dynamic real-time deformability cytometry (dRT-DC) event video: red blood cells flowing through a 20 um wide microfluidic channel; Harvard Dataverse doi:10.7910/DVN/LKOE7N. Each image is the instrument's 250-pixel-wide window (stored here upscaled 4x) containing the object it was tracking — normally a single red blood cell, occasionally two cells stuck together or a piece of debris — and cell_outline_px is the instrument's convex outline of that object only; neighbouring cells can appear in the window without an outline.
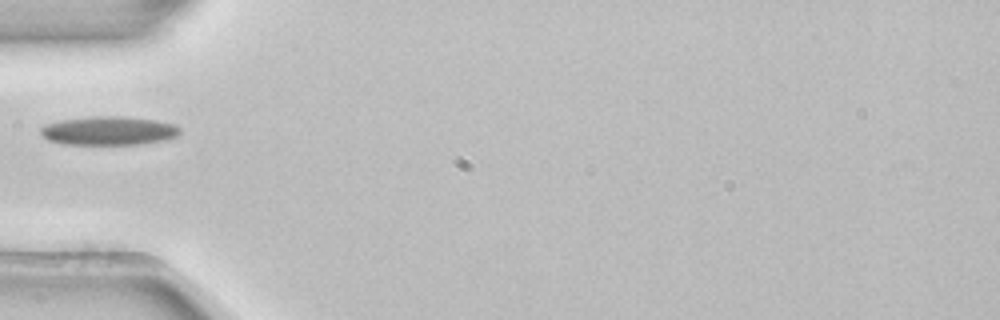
{"species": "common noctule bat (a hibernating species)", "species_latin": "Nyctalus noctula", "temperature_condition": "room temperature", "stored_images_in_passage": 36, "camera_frame_rate_fps": 3000, "um_per_image_px": 0.085, "animal": {"sex": "female", "body_mass_g": 22.7, "forearm_length_mm": 54.2}, "frame": {"image": 1, "passage_image": 1, "time_ms": 0.0, "image_size_px": [1000, 320], "cell_outline_px": [[180, 136], [164, 140], [140, 144], [64, 144], [48, 140], [40, 132], [40, 128], [44, 124], [60, 120], [92, 116], [120, 116], [156, 120], [176, 124], [180, 128]], "centroid_in_image_um": [9.26, 11.11], "position_along_channel_um": 75.7, "area_um2": 23.47}}
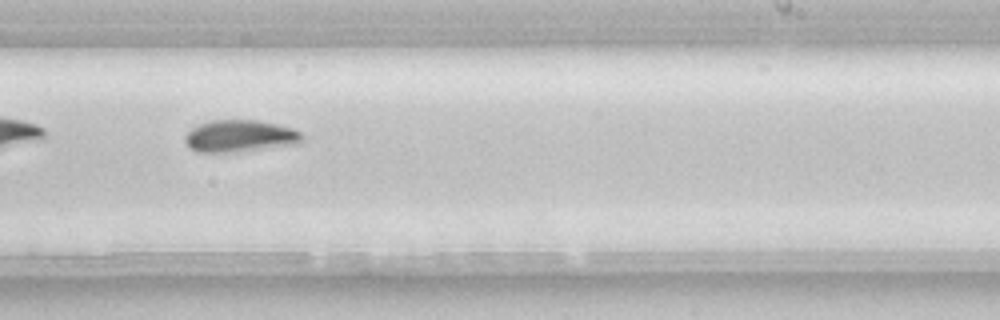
{"frame": {"image": 2, "passage_image": 16, "time_ms": 5.0, "image_size_px": [1000, 320], "cell_outline_px": [[304, 140], [300, 144], [232, 152], [200, 152], [192, 148], [184, 140], [184, 136], [192, 128], [200, 124], [212, 120], [256, 120], [276, 124], [292, 128], [300, 132], [304, 136]], "centroid_in_image_um": [20.44, 11.56], "position_along_channel_um": 268.6, "area_um2": 21.73}}